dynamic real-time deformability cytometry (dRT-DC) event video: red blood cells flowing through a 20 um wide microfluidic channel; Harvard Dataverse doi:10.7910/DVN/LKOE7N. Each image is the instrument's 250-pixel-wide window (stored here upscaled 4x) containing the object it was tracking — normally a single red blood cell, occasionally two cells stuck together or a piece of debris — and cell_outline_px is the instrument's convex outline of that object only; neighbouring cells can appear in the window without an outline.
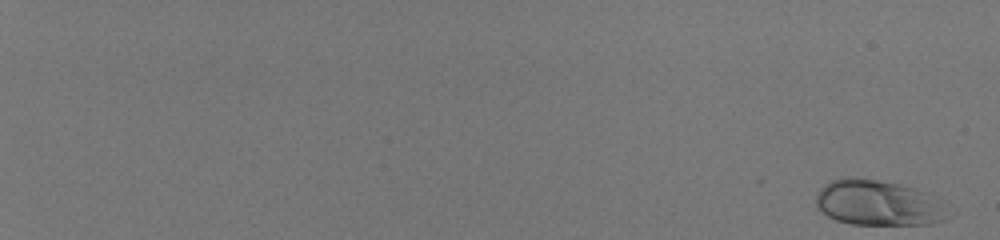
{"species": "human", "species_latin": "Homo sapiens", "temperature_condition": "room temperature", "stored_images_in_passage": 56, "camera_frame_rate_fps": 3000, "um_per_image_px": 0.085, "donor": {"sex": "male"}, "frame": {"image": 1, "passage_image": 1, "time_ms": 0.0, "image_size_px": [1000, 240], "cell_outline_px": [[944, 220], [932, 224], [852, 224], [836, 220], [828, 216], [816, 204], [816, 196], [820, 188], [824, 184], [832, 180], [848, 176], [876, 180], [896, 184], [912, 188], [924, 192]], "centroid_in_image_um": [74.4, 17.24], "position_along_channel_um": 10.6, "area_um2": 33.12}}
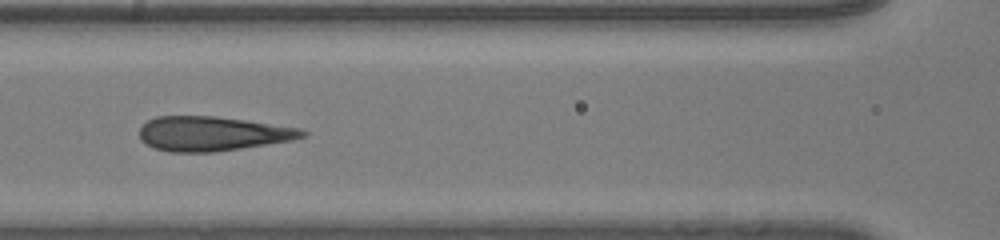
{"frame": {"image": 2, "passage_image": 32, "time_ms": 10.333, "image_size_px": [1000, 240], "cell_outline_px": [[308, 132], [304, 136], [292, 140], [216, 152], [168, 152], [156, 148], [140, 140], [140, 128], [148, 120], [156, 116], [216, 116], [300, 128]], "centroid_in_image_um": [18.04, 11.36], "position_along_channel_um": 148.6, "area_um2": 32.54}}
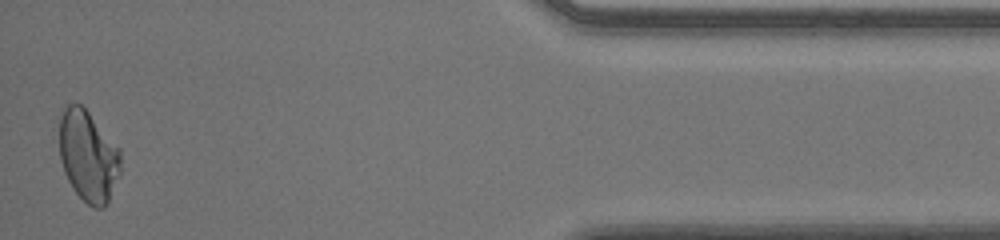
{"frame": {"image": 3, "passage_image": 56, "time_ms": 18.333, "image_size_px": [1000, 240], "cell_outline_px": [[120, 176], [108, 204], [104, 208], [96, 208], [88, 204], [72, 188], [64, 172], [60, 160], [60, 108], [64, 104], [80, 104], [88, 112], [120, 148]], "centroid_in_image_um": [7.5, 13.27], "position_along_channel_um": 427.7, "area_um2": 32.83}, "authors_computed_cell_mechanics": {"area_um2": 32.8304, "velocity_mm_per_s": 4.092, "shape_relaxation_time_tau1_ms": 6.8718, "shape_relaxation_time_tau2_ms": 0.7958, "deformation_change_tau1": 0.2147, "deformation_change_tau2": 0.0597}}